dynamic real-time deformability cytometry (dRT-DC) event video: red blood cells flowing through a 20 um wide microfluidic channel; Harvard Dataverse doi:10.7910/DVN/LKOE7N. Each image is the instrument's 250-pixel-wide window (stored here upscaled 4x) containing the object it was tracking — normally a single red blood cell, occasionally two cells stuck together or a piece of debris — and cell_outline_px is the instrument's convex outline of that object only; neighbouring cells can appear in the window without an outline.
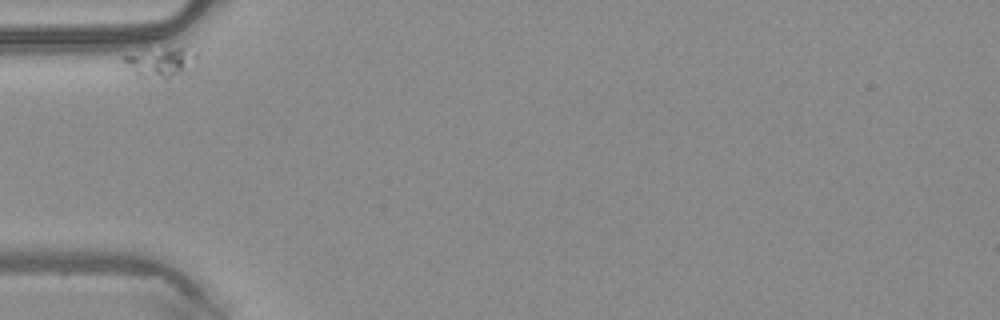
{"species": "common noctule bat (a hibernating species)", "species_latin": "Nyctalus noctula", "temperature_condition": "warm", "stored_images_in_passage": 39, "camera_frame_rate_fps": 3000, "um_per_image_px": 0.085, "animal": {"sex": "male", "body_mass_g": 20.4}, "frame": {"image": 1, "passage_image": 1, "time_ms": 0.0, "image_size_px": [1000, 320], "cell_outline_px": [[196, 60], [192, 72], [168, 80], [164, 80], [136, 76], [132, 72], [120, 56], [184, 44], [188, 44], [196, 52]], "centroid_in_image_um": [13.81, 5.3], "position_along_channel_um": 71.2, "area_um2": 13.7}}
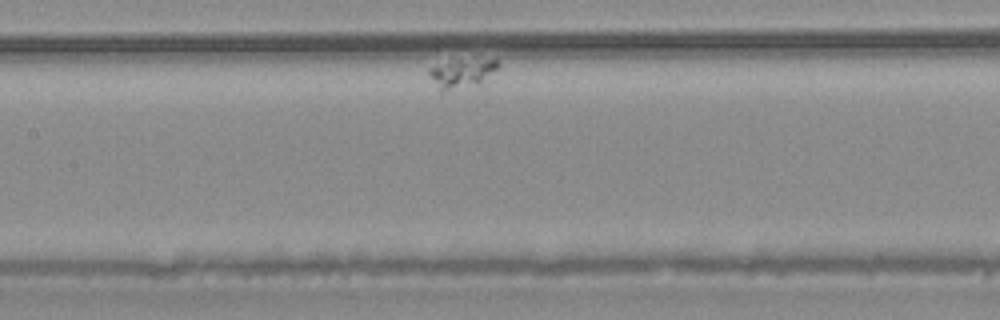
{"frame": {"image": 2, "passage_image": 15, "time_ms": 4.667, "image_size_px": [1000, 320], "cell_outline_px": [[500, 64], [480, 84], [448, 88], [440, 88], [428, 72], [428, 68], [460, 60], [496, 60]], "centroid_in_image_um": [39.31, 6.19], "position_along_channel_um": 168.1, "area_um2": 10.4}}
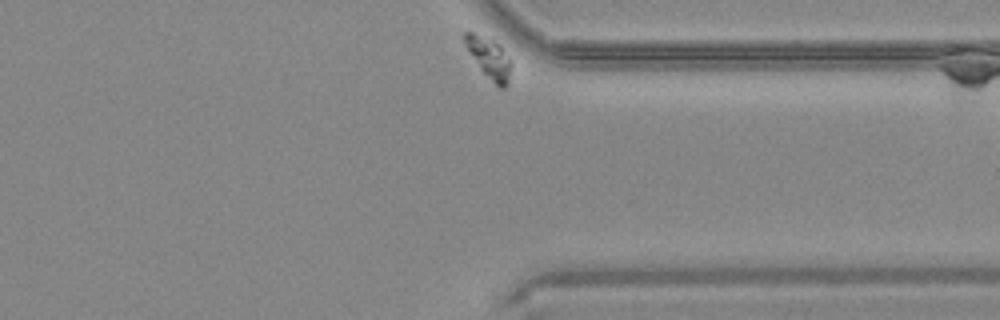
{"frame": {"image": 3, "passage_image": 39, "time_ms": 12.667, "image_size_px": [1000, 320], "cell_outline_px": [[512, 64], [508, 84], [504, 88], [500, 88], [480, 68], [464, 44], [464, 32], [472, 32], [492, 40], [500, 44]], "centroid_in_image_um": [41.6, 4.92], "position_along_channel_um": 369.8, "area_um2": 10.75}}